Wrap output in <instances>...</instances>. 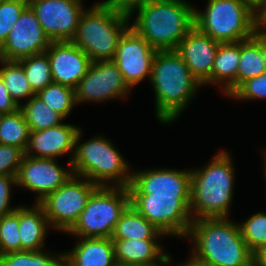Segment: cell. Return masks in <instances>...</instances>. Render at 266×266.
<instances>
[{"label":"cell","mask_w":266,"mask_h":266,"mask_svg":"<svg viewBox=\"0 0 266 266\" xmlns=\"http://www.w3.org/2000/svg\"><path fill=\"white\" fill-rule=\"evenodd\" d=\"M186 239L193 243L186 265L248 266L253 261L239 223L229 217L193 220Z\"/></svg>","instance_id":"6da1fadb"},{"label":"cell","mask_w":266,"mask_h":266,"mask_svg":"<svg viewBox=\"0 0 266 266\" xmlns=\"http://www.w3.org/2000/svg\"><path fill=\"white\" fill-rule=\"evenodd\" d=\"M149 81L155 93V116L166 125L179 119L203 86L176 50L156 51Z\"/></svg>","instance_id":"7a4b0ae2"},{"label":"cell","mask_w":266,"mask_h":266,"mask_svg":"<svg viewBox=\"0 0 266 266\" xmlns=\"http://www.w3.org/2000/svg\"><path fill=\"white\" fill-rule=\"evenodd\" d=\"M134 14L130 27L156 51L176 50L195 27V7L186 0H151L134 10L130 21Z\"/></svg>","instance_id":"3957f363"},{"label":"cell","mask_w":266,"mask_h":266,"mask_svg":"<svg viewBox=\"0 0 266 266\" xmlns=\"http://www.w3.org/2000/svg\"><path fill=\"white\" fill-rule=\"evenodd\" d=\"M226 150L217 152L203 168L191 170L190 214L199 218H228L232 205L235 168Z\"/></svg>","instance_id":"277c9868"},{"label":"cell","mask_w":266,"mask_h":266,"mask_svg":"<svg viewBox=\"0 0 266 266\" xmlns=\"http://www.w3.org/2000/svg\"><path fill=\"white\" fill-rule=\"evenodd\" d=\"M80 128L71 161L73 174L85 177L97 186L128 187L132 172L128 161L106 136H94L86 142Z\"/></svg>","instance_id":"5b68a950"},{"label":"cell","mask_w":266,"mask_h":266,"mask_svg":"<svg viewBox=\"0 0 266 266\" xmlns=\"http://www.w3.org/2000/svg\"><path fill=\"white\" fill-rule=\"evenodd\" d=\"M130 23L128 15L97 2L83 12L71 41L92 62L113 61L118 42Z\"/></svg>","instance_id":"8992f818"},{"label":"cell","mask_w":266,"mask_h":266,"mask_svg":"<svg viewBox=\"0 0 266 266\" xmlns=\"http://www.w3.org/2000/svg\"><path fill=\"white\" fill-rule=\"evenodd\" d=\"M195 26L219 43L249 39L255 32V12L240 0H208L201 11L195 6Z\"/></svg>","instance_id":"52a82bcc"},{"label":"cell","mask_w":266,"mask_h":266,"mask_svg":"<svg viewBox=\"0 0 266 266\" xmlns=\"http://www.w3.org/2000/svg\"><path fill=\"white\" fill-rule=\"evenodd\" d=\"M129 205L128 187L98 186L67 233L82 238H111L116 223Z\"/></svg>","instance_id":"ba28073f"},{"label":"cell","mask_w":266,"mask_h":266,"mask_svg":"<svg viewBox=\"0 0 266 266\" xmlns=\"http://www.w3.org/2000/svg\"><path fill=\"white\" fill-rule=\"evenodd\" d=\"M97 187L87 178L73 174L63 185L38 202L51 230L67 233L77 222L88 198Z\"/></svg>","instance_id":"9c48e42d"},{"label":"cell","mask_w":266,"mask_h":266,"mask_svg":"<svg viewBox=\"0 0 266 266\" xmlns=\"http://www.w3.org/2000/svg\"><path fill=\"white\" fill-rule=\"evenodd\" d=\"M130 204L166 237L186 238L193 221L190 198H130Z\"/></svg>","instance_id":"30bf717a"},{"label":"cell","mask_w":266,"mask_h":266,"mask_svg":"<svg viewBox=\"0 0 266 266\" xmlns=\"http://www.w3.org/2000/svg\"><path fill=\"white\" fill-rule=\"evenodd\" d=\"M132 172L130 198H190L191 170L169 168Z\"/></svg>","instance_id":"8fae6325"},{"label":"cell","mask_w":266,"mask_h":266,"mask_svg":"<svg viewBox=\"0 0 266 266\" xmlns=\"http://www.w3.org/2000/svg\"><path fill=\"white\" fill-rule=\"evenodd\" d=\"M131 89L125 83L121 72L113 61L91 62L86 75L75 88L77 106L84 102H106L122 100Z\"/></svg>","instance_id":"7c38bea8"},{"label":"cell","mask_w":266,"mask_h":266,"mask_svg":"<svg viewBox=\"0 0 266 266\" xmlns=\"http://www.w3.org/2000/svg\"><path fill=\"white\" fill-rule=\"evenodd\" d=\"M28 5L50 41H71L86 10L82 0H28Z\"/></svg>","instance_id":"4fadbf2b"},{"label":"cell","mask_w":266,"mask_h":266,"mask_svg":"<svg viewBox=\"0 0 266 266\" xmlns=\"http://www.w3.org/2000/svg\"><path fill=\"white\" fill-rule=\"evenodd\" d=\"M156 50L131 27L121 36L113 62L132 90L146 77L150 80Z\"/></svg>","instance_id":"5bb4252c"},{"label":"cell","mask_w":266,"mask_h":266,"mask_svg":"<svg viewBox=\"0 0 266 266\" xmlns=\"http://www.w3.org/2000/svg\"><path fill=\"white\" fill-rule=\"evenodd\" d=\"M50 43L51 41L44 33L35 12L28 5L0 47V58L20 60L45 52Z\"/></svg>","instance_id":"9a60e30c"},{"label":"cell","mask_w":266,"mask_h":266,"mask_svg":"<svg viewBox=\"0 0 266 266\" xmlns=\"http://www.w3.org/2000/svg\"><path fill=\"white\" fill-rule=\"evenodd\" d=\"M66 168L58 165V159L23 156L17 175V186L36 193L35 203L63 185L71 175V163Z\"/></svg>","instance_id":"2e32d148"},{"label":"cell","mask_w":266,"mask_h":266,"mask_svg":"<svg viewBox=\"0 0 266 266\" xmlns=\"http://www.w3.org/2000/svg\"><path fill=\"white\" fill-rule=\"evenodd\" d=\"M53 82L75 89L91 64L89 56L72 41H51L45 51Z\"/></svg>","instance_id":"e0dca14e"},{"label":"cell","mask_w":266,"mask_h":266,"mask_svg":"<svg viewBox=\"0 0 266 266\" xmlns=\"http://www.w3.org/2000/svg\"><path fill=\"white\" fill-rule=\"evenodd\" d=\"M219 42L196 26L181 40L176 51L202 85H211V73Z\"/></svg>","instance_id":"ac0fdd59"},{"label":"cell","mask_w":266,"mask_h":266,"mask_svg":"<svg viewBox=\"0 0 266 266\" xmlns=\"http://www.w3.org/2000/svg\"><path fill=\"white\" fill-rule=\"evenodd\" d=\"M80 126L62 123L41 131H30L29 142L25 155L35 158L58 159V157L71 153V163L75 140Z\"/></svg>","instance_id":"d6986e66"},{"label":"cell","mask_w":266,"mask_h":266,"mask_svg":"<svg viewBox=\"0 0 266 266\" xmlns=\"http://www.w3.org/2000/svg\"><path fill=\"white\" fill-rule=\"evenodd\" d=\"M116 263L123 265L164 264L171 255L164 251L159 239H111ZM164 251V252H163Z\"/></svg>","instance_id":"ffe728a7"},{"label":"cell","mask_w":266,"mask_h":266,"mask_svg":"<svg viewBox=\"0 0 266 266\" xmlns=\"http://www.w3.org/2000/svg\"><path fill=\"white\" fill-rule=\"evenodd\" d=\"M64 252V266H115L114 244L111 238H82Z\"/></svg>","instance_id":"44dd1931"},{"label":"cell","mask_w":266,"mask_h":266,"mask_svg":"<svg viewBox=\"0 0 266 266\" xmlns=\"http://www.w3.org/2000/svg\"><path fill=\"white\" fill-rule=\"evenodd\" d=\"M48 229H51L48 219L38 203L34 202L32 206H19L21 251L44 249Z\"/></svg>","instance_id":"7402d4cb"},{"label":"cell","mask_w":266,"mask_h":266,"mask_svg":"<svg viewBox=\"0 0 266 266\" xmlns=\"http://www.w3.org/2000/svg\"><path fill=\"white\" fill-rule=\"evenodd\" d=\"M240 60V41L219 43L211 73V84L221 86V93L229 97L237 89Z\"/></svg>","instance_id":"603a6c76"},{"label":"cell","mask_w":266,"mask_h":266,"mask_svg":"<svg viewBox=\"0 0 266 266\" xmlns=\"http://www.w3.org/2000/svg\"><path fill=\"white\" fill-rule=\"evenodd\" d=\"M165 237L131 204L116 223L111 239H160Z\"/></svg>","instance_id":"cb8c5ba5"},{"label":"cell","mask_w":266,"mask_h":266,"mask_svg":"<svg viewBox=\"0 0 266 266\" xmlns=\"http://www.w3.org/2000/svg\"><path fill=\"white\" fill-rule=\"evenodd\" d=\"M265 72L266 65L261 53V33L255 31L251 38L240 41L237 88L244 81Z\"/></svg>","instance_id":"d4e9b609"},{"label":"cell","mask_w":266,"mask_h":266,"mask_svg":"<svg viewBox=\"0 0 266 266\" xmlns=\"http://www.w3.org/2000/svg\"><path fill=\"white\" fill-rule=\"evenodd\" d=\"M0 63L2 66L0 67V76L11 98L20 107L21 103L27 102L35 95L29 85L23 66L18 60H4L0 58ZM22 99H25L24 102H21Z\"/></svg>","instance_id":"484cf974"},{"label":"cell","mask_w":266,"mask_h":266,"mask_svg":"<svg viewBox=\"0 0 266 266\" xmlns=\"http://www.w3.org/2000/svg\"><path fill=\"white\" fill-rule=\"evenodd\" d=\"M30 128L19 108L13 113L0 115V144L27 149Z\"/></svg>","instance_id":"4316f807"},{"label":"cell","mask_w":266,"mask_h":266,"mask_svg":"<svg viewBox=\"0 0 266 266\" xmlns=\"http://www.w3.org/2000/svg\"><path fill=\"white\" fill-rule=\"evenodd\" d=\"M21 111L30 131H41L62 124L65 120L58 112L49 108L36 94L21 104Z\"/></svg>","instance_id":"83f0119b"},{"label":"cell","mask_w":266,"mask_h":266,"mask_svg":"<svg viewBox=\"0 0 266 266\" xmlns=\"http://www.w3.org/2000/svg\"><path fill=\"white\" fill-rule=\"evenodd\" d=\"M18 61L22 64L29 85L35 94L53 82L49 57L46 52Z\"/></svg>","instance_id":"f1b7e54d"},{"label":"cell","mask_w":266,"mask_h":266,"mask_svg":"<svg viewBox=\"0 0 266 266\" xmlns=\"http://www.w3.org/2000/svg\"><path fill=\"white\" fill-rule=\"evenodd\" d=\"M49 108L66 119L77 105L75 89L52 82L36 94Z\"/></svg>","instance_id":"f546056e"},{"label":"cell","mask_w":266,"mask_h":266,"mask_svg":"<svg viewBox=\"0 0 266 266\" xmlns=\"http://www.w3.org/2000/svg\"><path fill=\"white\" fill-rule=\"evenodd\" d=\"M0 266H64V253L53 256L44 251H17L0 256Z\"/></svg>","instance_id":"4dcf8cb0"},{"label":"cell","mask_w":266,"mask_h":266,"mask_svg":"<svg viewBox=\"0 0 266 266\" xmlns=\"http://www.w3.org/2000/svg\"><path fill=\"white\" fill-rule=\"evenodd\" d=\"M21 251L19 207L0 217V256Z\"/></svg>","instance_id":"1f68e13d"},{"label":"cell","mask_w":266,"mask_h":266,"mask_svg":"<svg viewBox=\"0 0 266 266\" xmlns=\"http://www.w3.org/2000/svg\"><path fill=\"white\" fill-rule=\"evenodd\" d=\"M241 223L242 238L252 252L266 243V212H257Z\"/></svg>","instance_id":"d6a6232c"},{"label":"cell","mask_w":266,"mask_h":266,"mask_svg":"<svg viewBox=\"0 0 266 266\" xmlns=\"http://www.w3.org/2000/svg\"><path fill=\"white\" fill-rule=\"evenodd\" d=\"M27 6L28 0H0V47Z\"/></svg>","instance_id":"836d02e7"},{"label":"cell","mask_w":266,"mask_h":266,"mask_svg":"<svg viewBox=\"0 0 266 266\" xmlns=\"http://www.w3.org/2000/svg\"><path fill=\"white\" fill-rule=\"evenodd\" d=\"M228 98L235 101L266 99V72L244 81Z\"/></svg>","instance_id":"e575fe53"},{"label":"cell","mask_w":266,"mask_h":266,"mask_svg":"<svg viewBox=\"0 0 266 266\" xmlns=\"http://www.w3.org/2000/svg\"><path fill=\"white\" fill-rule=\"evenodd\" d=\"M24 155L19 147L0 144V176L17 177Z\"/></svg>","instance_id":"d590c367"},{"label":"cell","mask_w":266,"mask_h":266,"mask_svg":"<svg viewBox=\"0 0 266 266\" xmlns=\"http://www.w3.org/2000/svg\"><path fill=\"white\" fill-rule=\"evenodd\" d=\"M17 187V177L0 176V217L14 211L19 205L10 207L11 187Z\"/></svg>","instance_id":"8d00e7d4"},{"label":"cell","mask_w":266,"mask_h":266,"mask_svg":"<svg viewBox=\"0 0 266 266\" xmlns=\"http://www.w3.org/2000/svg\"><path fill=\"white\" fill-rule=\"evenodd\" d=\"M151 0H103L100 1L107 7L113 8L115 11L130 15L135 9L146 5Z\"/></svg>","instance_id":"74e56055"},{"label":"cell","mask_w":266,"mask_h":266,"mask_svg":"<svg viewBox=\"0 0 266 266\" xmlns=\"http://www.w3.org/2000/svg\"><path fill=\"white\" fill-rule=\"evenodd\" d=\"M20 107L11 98L3 79L0 76V115L13 113Z\"/></svg>","instance_id":"f35d334b"},{"label":"cell","mask_w":266,"mask_h":266,"mask_svg":"<svg viewBox=\"0 0 266 266\" xmlns=\"http://www.w3.org/2000/svg\"><path fill=\"white\" fill-rule=\"evenodd\" d=\"M255 31L266 35V2L255 12Z\"/></svg>","instance_id":"ab89813d"},{"label":"cell","mask_w":266,"mask_h":266,"mask_svg":"<svg viewBox=\"0 0 266 266\" xmlns=\"http://www.w3.org/2000/svg\"><path fill=\"white\" fill-rule=\"evenodd\" d=\"M253 261L257 264L266 266V243L253 252Z\"/></svg>","instance_id":"60d3db41"},{"label":"cell","mask_w":266,"mask_h":266,"mask_svg":"<svg viewBox=\"0 0 266 266\" xmlns=\"http://www.w3.org/2000/svg\"><path fill=\"white\" fill-rule=\"evenodd\" d=\"M246 3L254 12H256L266 0H240Z\"/></svg>","instance_id":"b9f144b4"},{"label":"cell","mask_w":266,"mask_h":266,"mask_svg":"<svg viewBox=\"0 0 266 266\" xmlns=\"http://www.w3.org/2000/svg\"><path fill=\"white\" fill-rule=\"evenodd\" d=\"M261 53L266 65V35L261 34Z\"/></svg>","instance_id":"7bdbcfd3"},{"label":"cell","mask_w":266,"mask_h":266,"mask_svg":"<svg viewBox=\"0 0 266 266\" xmlns=\"http://www.w3.org/2000/svg\"><path fill=\"white\" fill-rule=\"evenodd\" d=\"M171 259H172V257H170L164 264H156V265H123V264L116 263L115 266H166V265L169 266V264L173 261Z\"/></svg>","instance_id":"ee69618b"},{"label":"cell","mask_w":266,"mask_h":266,"mask_svg":"<svg viewBox=\"0 0 266 266\" xmlns=\"http://www.w3.org/2000/svg\"><path fill=\"white\" fill-rule=\"evenodd\" d=\"M248 266H264V265H260L252 261Z\"/></svg>","instance_id":"f6af8a7d"},{"label":"cell","mask_w":266,"mask_h":266,"mask_svg":"<svg viewBox=\"0 0 266 266\" xmlns=\"http://www.w3.org/2000/svg\"><path fill=\"white\" fill-rule=\"evenodd\" d=\"M176 266H187L185 263L178 264Z\"/></svg>","instance_id":"bcb514c9"}]
</instances>
